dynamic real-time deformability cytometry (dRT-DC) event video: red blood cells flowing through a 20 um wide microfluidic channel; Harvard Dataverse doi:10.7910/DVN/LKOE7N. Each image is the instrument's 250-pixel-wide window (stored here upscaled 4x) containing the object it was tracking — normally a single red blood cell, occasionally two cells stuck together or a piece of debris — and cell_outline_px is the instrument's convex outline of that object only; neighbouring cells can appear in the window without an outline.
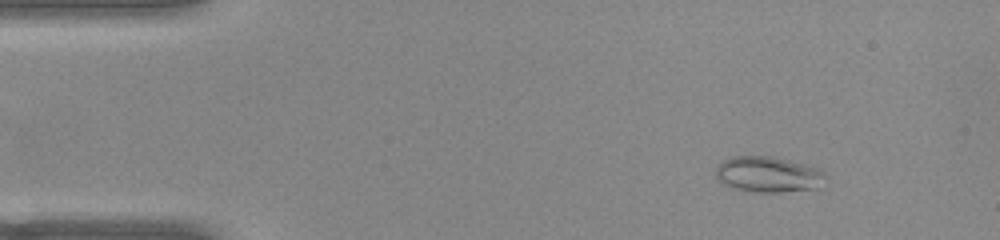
{"species": "common noctule bat (a hibernating species)", "species_latin": "Nyctalus noctula", "temperature_condition": "warm", "stored_images_in_passage": 49, "camera_frame_rate_fps": 3000, "um_per_image_px": 0.085, "animal": {"sex": "female", "body_mass_g": 22.0, "forearm_length_mm": 56.7}, "frame": {"image": 1, "passage_image": 4, "time_ms": 1.0, "image_size_px": [1000, 240], "cell_outline_px": [[824, 176], [816, 188], [780, 192], [756, 192], [732, 188], [720, 184], [716, 176], [716, 168], [724, 160], [732, 156], [772, 156], [788, 160], [816, 168], [824, 172]], "centroid_in_image_um": [65.2, 14.83], "position_along_channel_um": 19.8, "area_um2": 22.54}}
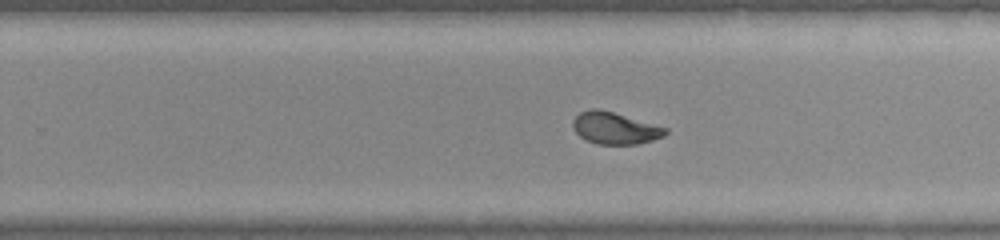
{"frame": {"image": 2, "passage_image": 30, "time_ms": 9.667, "image_size_px": [1000, 240], "cell_outline_px": [[668, 132], [664, 136], [652, 140], [636, 144], [596, 144], [580, 136], [572, 128], [572, 120], [580, 112], [592, 108], [596, 108], [612, 112], [668, 128]], "centroid_in_image_um": [52.25, 10.89], "position_along_channel_um": 277.5, "area_um2": 17.05}}
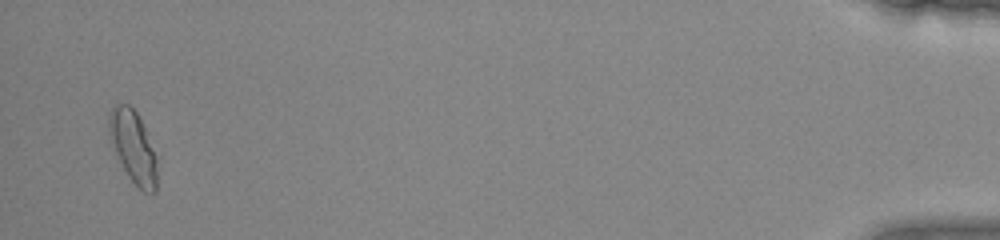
{"frame": {"image": 3, "passage_image": 48, "time_ms": 15.667, "image_size_px": [1000, 240], "cell_outline_px": [[156, 192], [152, 196], [144, 192], [128, 176], [108, 140], [108, 112], [116, 104], [128, 104], [136, 112], [144, 128], [156, 160]], "centroid_in_image_um": [11.27, 12.49], "position_along_channel_um": 423.9, "area_um2": 20.0}, "authors_computed_cell_mechanics": {"area_um2": 17.9758, "velocity_mm_per_s": 3.9364, "shape_relaxation_time_tau1_ms": 4.5587, "shape_relaxation_time_tau2_ms": 1.3026, "deformation_change_tau1": 0.1562, "deformation_change_tau2": 0.0558}}